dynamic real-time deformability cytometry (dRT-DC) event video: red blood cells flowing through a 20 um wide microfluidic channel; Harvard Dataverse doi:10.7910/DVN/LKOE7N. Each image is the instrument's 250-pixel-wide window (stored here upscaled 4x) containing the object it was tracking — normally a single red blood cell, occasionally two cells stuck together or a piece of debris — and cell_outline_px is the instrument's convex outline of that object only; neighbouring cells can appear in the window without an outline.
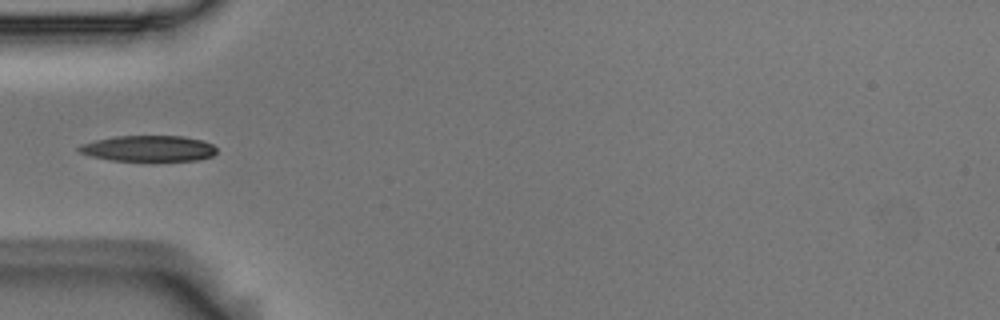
{"species": "Egyptian fruit bat (a non-hibernating species)", "species_latin": "Rousettus aegyptiacus", "temperature_condition": "room temperature", "stored_images_in_passage": 7, "camera_frame_rate_fps": 3000, "um_per_image_px": 0.085, "animal": {"sex": "male"}, "frame": {"image": 1, "passage_image": 4, "time_ms": 1.0, "image_size_px": [1000, 320], "cell_outline_px": [[216, 152], [212, 156], [196, 160], [112, 160], [92, 156], [80, 152], [76, 148], [80, 144], [96, 140], [116, 136], [184, 136], [200, 140], [212, 144], [216, 148]], "centroid_in_image_um": [12.62, 12.61], "position_along_channel_um": 72.4, "area_um2": 20.46}}
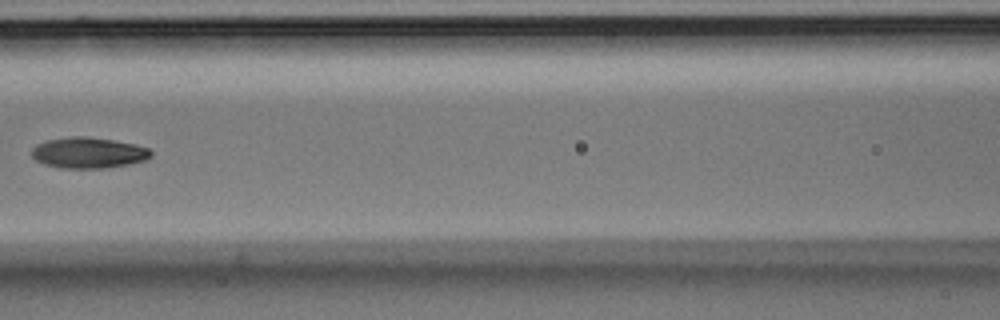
{"frame": {"image": 2, "passage_image": 6, "time_ms": 1.667, "image_size_px": [1000, 320], "cell_outline_px": [[152, 156], [144, 160], [128, 164], [108, 168], [60, 168], [44, 164], [36, 160], [32, 156], [32, 148], [36, 144], [44, 140], [72, 136], [88, 136], [136, 144], [148, 148], [152, 152]], "centroid_in_image_um": [7.49, 12.98], "position_along_channel_um": 159.1, "area_um2": 21.62}}
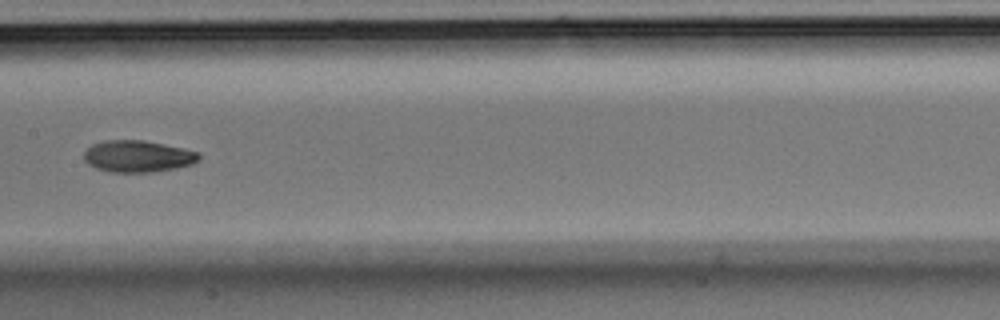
{"frame": {"image": 3, "passage_image": 7, "time_ms": 2.0, "image_size_px": [1000, 320], "cell_outline_px": [[200, 160], [192, 164], [176, 168], [156, 172], [108, 172], [96, 168], [88, 164], [84, 160], [84, 152], [92, 144], [104, 140], [144, 140], [200, 152]], "centroid_in_image_um": [11.71, 13.29], "position_along_channel_um": 195.7, "area_um2": 21.39}}